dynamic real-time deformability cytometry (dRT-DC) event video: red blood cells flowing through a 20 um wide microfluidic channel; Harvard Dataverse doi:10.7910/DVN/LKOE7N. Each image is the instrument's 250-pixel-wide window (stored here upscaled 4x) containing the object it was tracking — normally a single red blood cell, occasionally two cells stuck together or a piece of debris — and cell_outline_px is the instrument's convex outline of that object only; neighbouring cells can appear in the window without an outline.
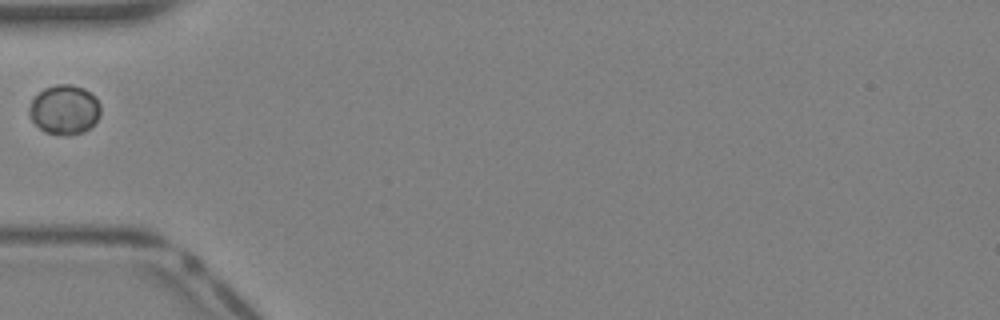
{"species": "Egyptian fruit bat (a non-hibernating species)", "species_latin": "Rousettus aegyptiacus", "temperature_condition": "warm", "stored_images_in_passage": 27, "camera_frame_rate_fps": 3000, "um_per_image_px": 0.085, "animal": {"sex": "female"}, "frame": {"image": 1, "passage_image": 1, "time_ms": 0.0, "image_size_px": [1000, 320], "cell_outline_px": [[100, 116], [84, 132], [44, 132], [32, 120], [28, 112], [28, 108], [32, 100], [44, 88], [56, 84], [72, 84], [84, 88], [100, 104]], "centroid_in_image_um": [5.46, 9.27], "position_along_channel_um": 79.5, "area_um2": 19.88}}
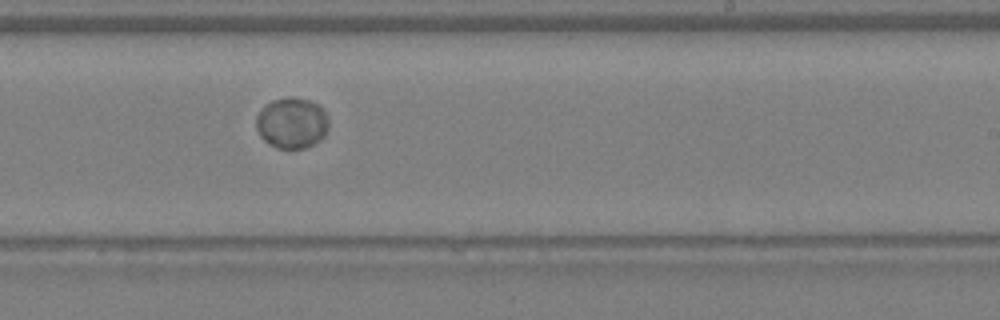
{"frame": {"image": 2, "passage_image": 12, "time_ms": 3.667, "image_size_px": [1000, 320], "cell_outline_px": [[328, 124], [324, 136], [320, 140], [304, 148], [276, 148], [264, 140], [260, 136], [256, 128], [256, 116], [272, 100], [308, 100], [316, 104], [324, 112], [328, 120]], "centroid_in_image_um": [24.79, 10.51], "position_along_channel_um": 264.2, "area_um2": 20.63}}
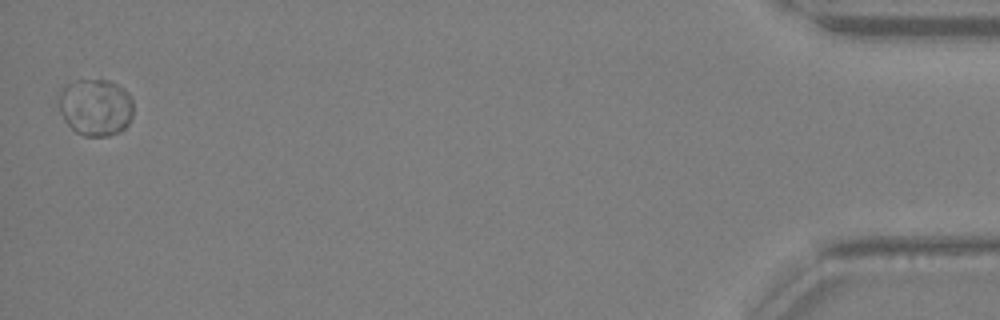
{"frame": {"image": 3, "passage_image": 27, "time_ms": 8.667, "image_size_px": [1000, 320], "cell_outline_px": [[132, 116], [128, 124], [120, 132], [108, 136], [84, 136], [76, 132], [64, 120], [60, 112], [60, 92], [68, 84], [76, 80], [108, 80], [124, 88], [132, 96]], "centroid_in_image_um": [8.15, 9.12], "position_along_channel_um": 427.0, "area_um2": 24.74}}